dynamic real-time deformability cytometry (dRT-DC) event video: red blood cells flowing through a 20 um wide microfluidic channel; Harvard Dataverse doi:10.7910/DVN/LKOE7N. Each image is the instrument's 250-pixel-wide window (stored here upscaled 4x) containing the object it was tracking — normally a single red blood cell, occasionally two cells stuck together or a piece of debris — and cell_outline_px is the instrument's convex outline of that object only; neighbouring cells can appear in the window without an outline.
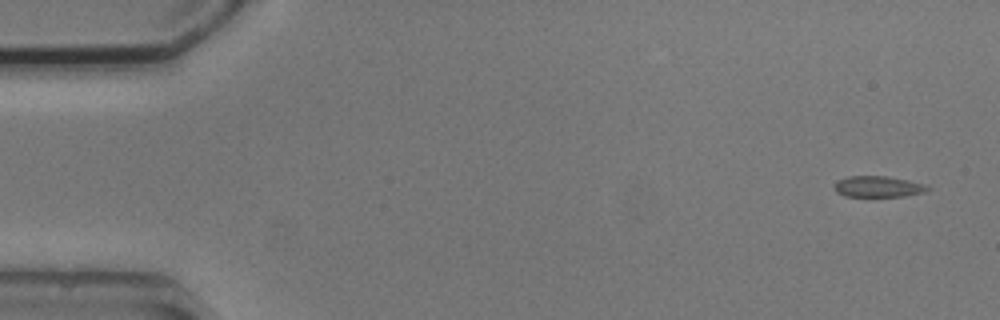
{"species": "common noctule bat (a hibernating species)", "species_latin": "Nyctalus noctula", "temperature_condition": "cold", "stored_images_in_passage": 6, "camera_frame_rate_fps": 3000, "um_per_image_px": 0.085, "animal": {"sex": "male", "body_mass_g": 20.5, "forearm_length_mm": 52.5}, "frame": {"image": 1, "passage_image": 1, "time_ms": 0.0, "image_size_px": [1000, 320], "cell_outline_px": [[932, 188], [924, 192], [904, 196], [844, 196], [836, 192], [832, 188], [832, 184], [836, 180], [848, 176], [888, 176], [908, 180], [924, 184]], "centroid_in_image_um": [74.58, 15.85], "position_along_channel_um": 10.4, "area_um2": 11.62}}
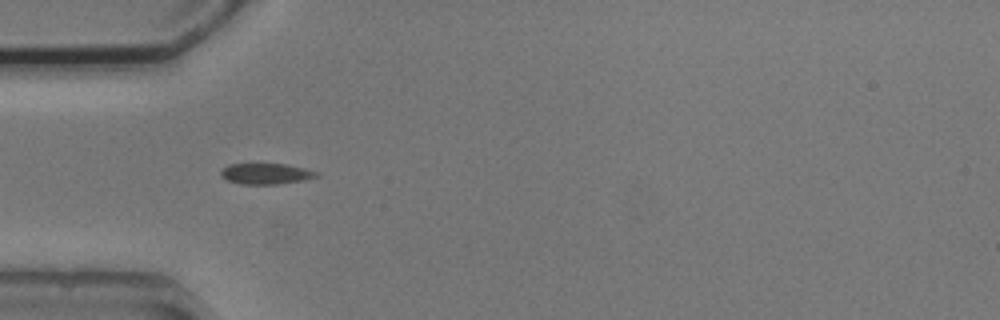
{"frame": {"image": 2, "passage_image": 5, "time_ms": 4.667, "image_size_px": [1000, 320], "cell_outline_px": [[320, 176], [304, 180], [276, 184], [240, 184], [228, 180], [220, 176], [220, 172], [228, 164], [284, 164], [304, 168], [320, 172]], "centroid_in_image_um": [22.63, 14.77], "position_along_channel_um": 62.4, "area_um2": 11.62}}